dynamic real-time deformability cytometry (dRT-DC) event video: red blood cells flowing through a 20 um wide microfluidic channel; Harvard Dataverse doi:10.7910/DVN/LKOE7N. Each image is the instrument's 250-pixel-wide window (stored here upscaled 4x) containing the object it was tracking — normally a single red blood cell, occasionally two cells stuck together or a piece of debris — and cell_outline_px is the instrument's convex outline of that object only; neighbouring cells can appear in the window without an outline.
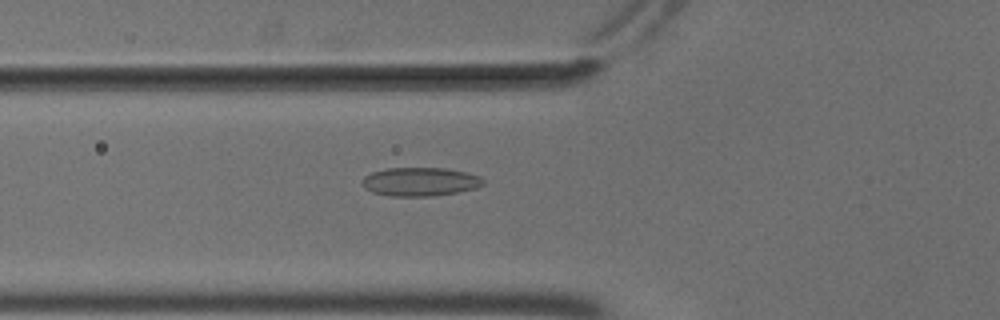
{"species": "common noctule bat (a hibernating species)", "species_latin": "Nyctalus noctula", "temperature_condition": "cold", "stored_images_in_passage": 55, "camera_frame_rate_fps": 3000, "um_per_image_px": 0.085, "animal": {"sex": "male", "body_mass_g": 18.8}, "frame": {"image": 1, "passage_image": 21, "time_ms": 6.667, "image_size_px": [1000, 320], "cell_outline_px": [[484, 184], [476, 188], [456, 192], [432, 196], [388, 196], [372, 192], [364, 188], [360, 180], [364, 176], [372, 172], [388, 168], [444, 168], [464, 172], [480, 176], [484, 180]], "centroid_in_image_um": [35.67, 15.45], "position_along_channel_um": 90.1, "area_um2": 20.23}}
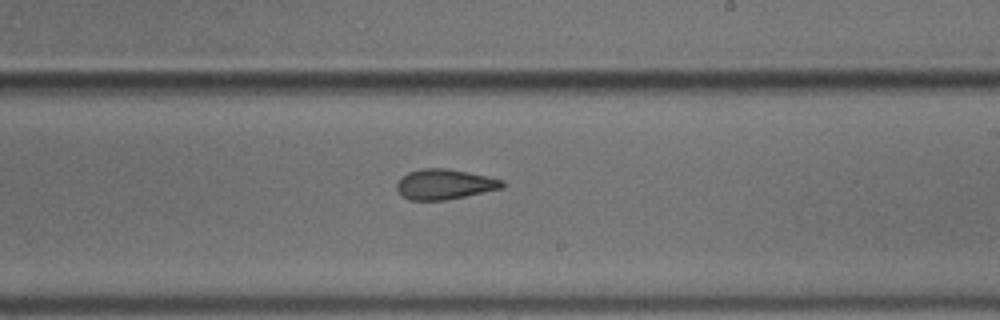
{"frame": {"image": 2, "passage_image": 34, "time_ms": 11.0, "image_size_px": [1000, 320], "cell_outline_px": [[504, 188], [444, 200], [408, 200], [396, 188], [396, 184], [400, 176], [408, 172], [420, 168], [448, 168], [468, 172], [504, 180]], "centroid_in_image_um": [37.77, 15.65], "position_along_channel_um": 251.2, "area_um2": 18.61}}
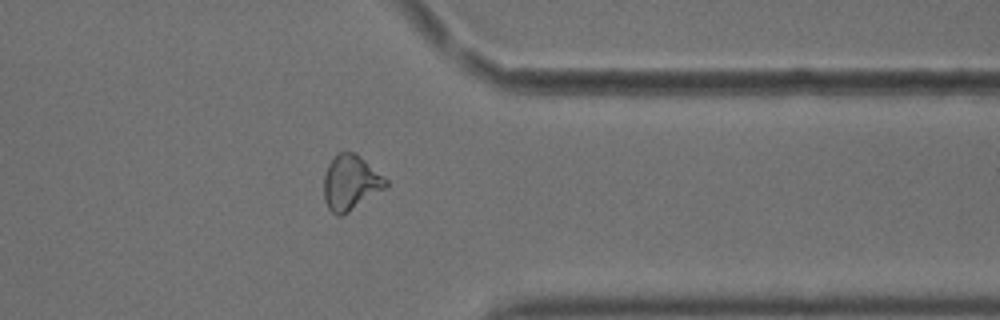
{"frame": {"image": 3, "passage_image": 45, "time_ms": 14.667, "image_size_px": [1000, 320], "cell_outline_px": [[388, 184], [384, 188], [348, 212], [340, 216], [336, 216], [328, 208], [324, 200], [324, 176], [328, 164], [336, 152], [356, 152], [384, 176], [388, 180]], "centroid_in_image_um": [29.78, 15.5], "position_along_channel_um": 381.6, "area_um2": 19.83}, "authors_computed_cell_mechanics": {"area_um2": 19.9988, "velocity_mm_per_s": 3.7029, "shape_relaxation_time_tau1_ms": null, "shape_relaxation_time_tau2_ms": 3.2979, "deformation_change_tau1": null, "deformation_change_tau2": 0.0943}}